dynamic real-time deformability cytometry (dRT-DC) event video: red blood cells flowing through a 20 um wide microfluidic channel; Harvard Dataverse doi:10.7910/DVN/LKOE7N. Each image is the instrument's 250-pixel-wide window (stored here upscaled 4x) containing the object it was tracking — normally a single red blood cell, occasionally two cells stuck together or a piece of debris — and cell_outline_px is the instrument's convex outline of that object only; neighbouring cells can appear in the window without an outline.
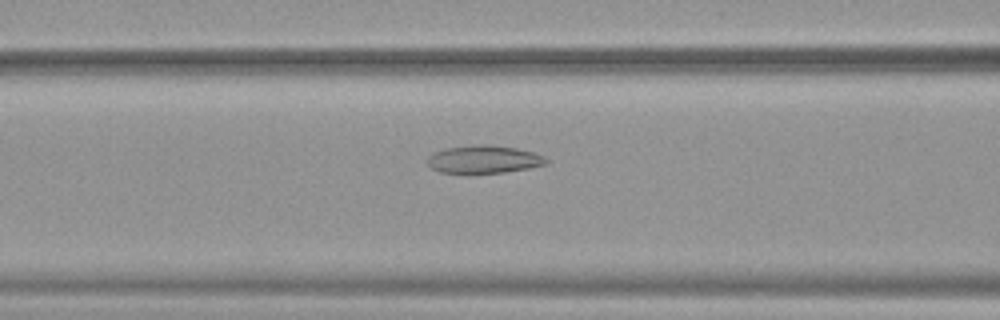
{"species": "common noctule bat (a hibernating species)", "species_latin": "Nyctalus noctula", "temperature_condition": "warm", "stored_images_in_passage": 52, "camera_frame_rate_fps": 3000, "um_per_image_px": 0.085, "animal": {"sex": "female", "body_mass_g": 19.9}, "frame": {"image": 1, "passage_image": 22, "time_ms": 7.0, "image_size_px": [1000, 320], "cell_outline_px": [[548, 164], [528, 168], [504, 172], [440, 172], [432, 168], [428, 164], [428, 156], [432, 152], [448, 148], [476, 144], [488, 144], [516, 148], [532, 152], [544, 156], [548, 160]], "centroid_in_image_um": [41.14, 13.53], "position_along_channel_um": 125.5, "area_um2": 19.02}}
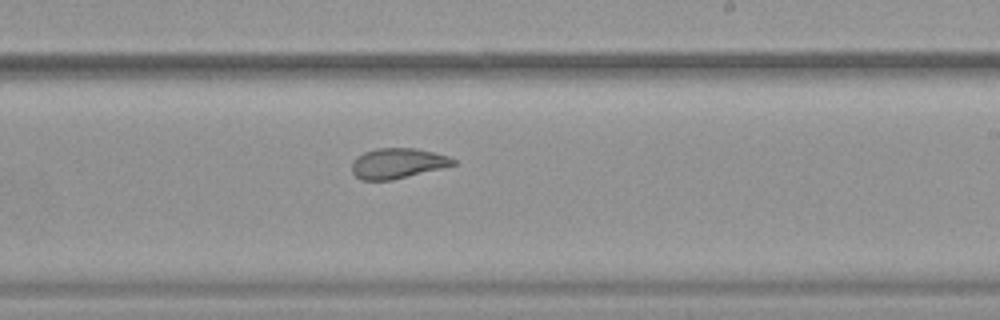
{"frame": {"image": 2, "passage_image": 32, "time_ms": 10.333, "image_size_px": [1000, 320], "cell_outline_px": [[456, 164], [392, 180], [360, 180], [352, 172], [352, 160], [356, 156], [364, 152], [376, 148], [416, 148], [448, 156], [456, 160]], "centroid_in_image_um": [33.74, 13.87], "position_along_channel_um": 255.3, "area_um2": 17.8}}
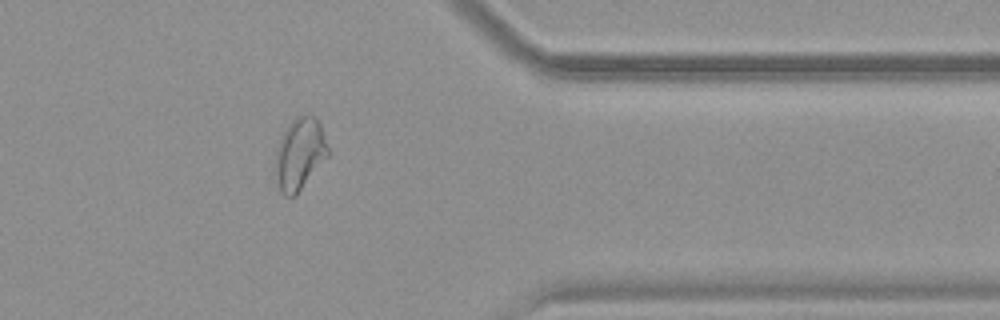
{"frame": {"image": 3, "passage_image": 43, "time_ms": 14.0, "image_size_px": [1000, 320], "cell_outline_px": [[328, 156], [296, 196], [284, 196], [280, 188], [272, 168], [276, 148], [288, 124], [296, 116], [308, 112], [316, 116], [320, 124], [328, 144]], "centroid_in_image_um": [25.46, 13.06], "position_along_channel_um": 385.9, "area_um2": 22.54}, "authors_computed_cell_mechanics": {"area_um2": 23.2356, "velocity_mm_per_s": 3.8969, "shape_relaxation_time_tau1_ms": null, "shape_relaxation_time_tau2_ms": 1.746, "deformation_change_tau1": null, "deformation_change_tau2": 0.0848}}